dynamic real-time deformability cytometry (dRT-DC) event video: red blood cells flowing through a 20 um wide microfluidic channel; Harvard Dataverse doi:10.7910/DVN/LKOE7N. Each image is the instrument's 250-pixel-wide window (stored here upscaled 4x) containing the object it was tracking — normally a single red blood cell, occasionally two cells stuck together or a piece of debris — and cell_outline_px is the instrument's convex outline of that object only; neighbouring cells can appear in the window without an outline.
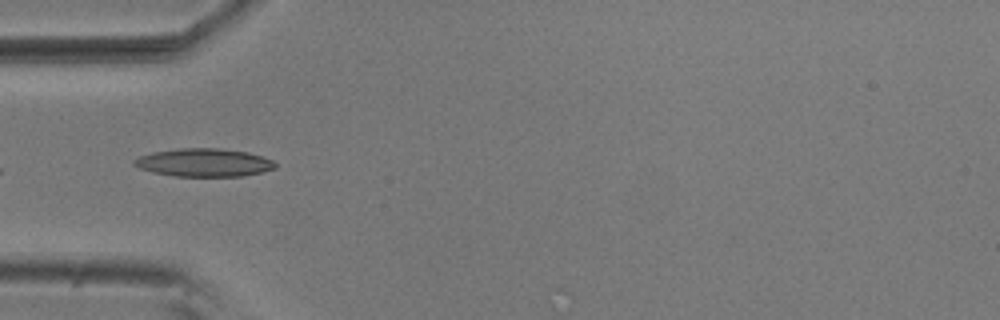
{"species": "common noctule bat (a hibernating species)", "species_latin": "Nyctalus noctula", "temperature_condition": "room temperature", "stored_images_in_passage": 8, "camera_frame_rate_fps": 3000, "um_per_image_px": 0.085, "animal": {"sex": "male", "body_mass_g": 20.5, "forearm_length_mm": 52.5}, "frame": {"image": 1, "passage_image": 1, "time_ms": 0.0, "image_size_px": [1000, 320], "cell_outline_px": [[276, 168], [264, 172], [244, 176], [172, 176], [152, 172], [140, 168], [132, 164], [132, 160], [140, 156], [152, 152], [180, 148], [216, 148], [248, 152], [264, 156], [272, 160], [276, 164]], "centroid_in_image_um": [17.35, 13.82], "position_along_channel_um": 67.7, "area_um2": 23.29}}
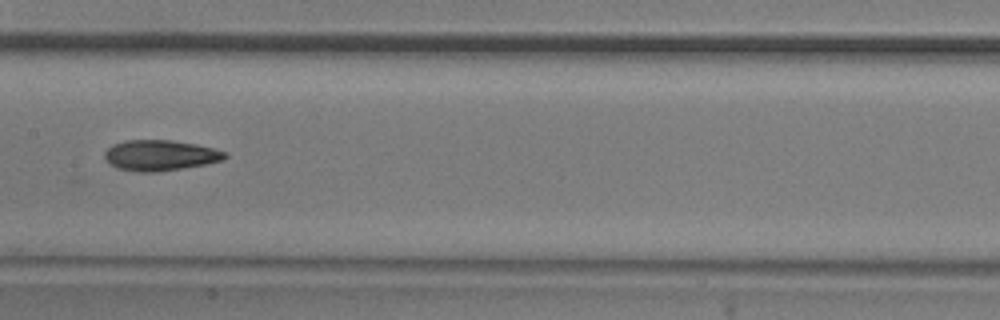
{"frame": {"image": 2, "passage_image": 4, "time_ms": 1.0, "image_size_px": [1000, 320], "cell_outline_px": [[228, 156], [224, 160], [204, 164], [156, 172], [136, 172], [116, 168], [108, 164], [104, 160], [104, 152], [112, 144], [124, 140], [172, 140], [196, 144], [212, 148], [224, 152]], "centroid_in_image_um": [13.54, 13.2], "position_along_channel_um": 193.9, "area_um2": 21.56}}
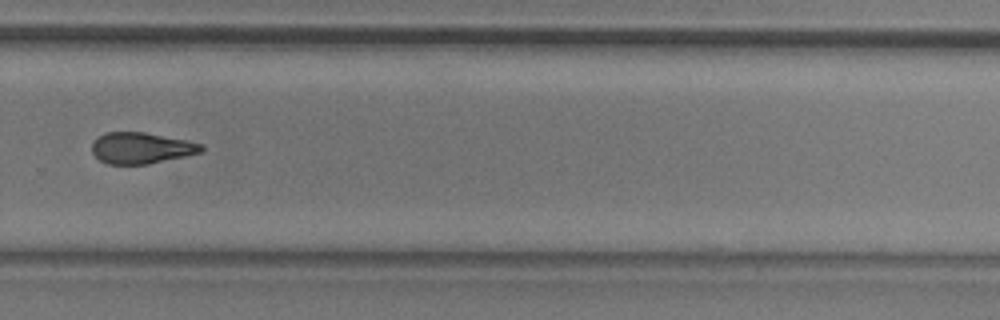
{"frame": {"image": 3, "passage_image": 7, "time_ms": 2.0, "image_size_px": [1000, 320], "cell_outline_px": [[204, 148], [200, 152], [184, 156], [148, 164], [108, 164], [100, 160], [92, 152], [92, 144], [104, 132], [144, 132], [188, 140], [204, 144]], "centroid_in_image_um": [12.02, 12.57], "position_along_channel_um": 317.8, "area_um2": 19.77}}